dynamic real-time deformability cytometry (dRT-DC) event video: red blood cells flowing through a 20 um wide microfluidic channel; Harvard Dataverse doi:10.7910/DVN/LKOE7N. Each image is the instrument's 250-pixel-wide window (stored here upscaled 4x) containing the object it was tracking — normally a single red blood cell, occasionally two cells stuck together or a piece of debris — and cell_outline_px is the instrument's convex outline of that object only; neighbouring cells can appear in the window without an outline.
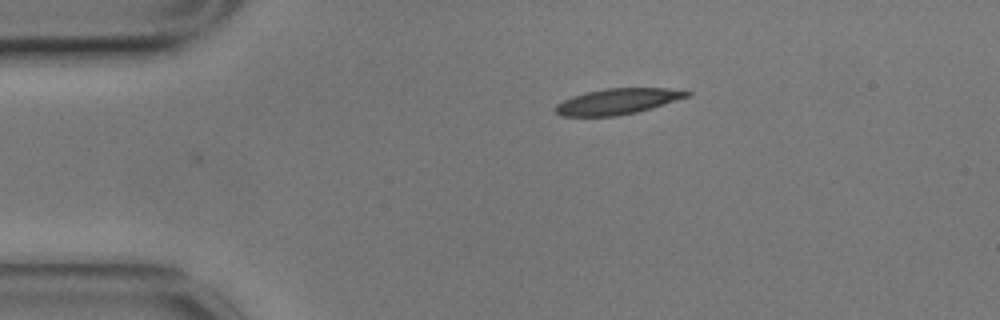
{"species": "common noctule bat (a hibernating species)", "species_latin": "Nyctalus noctula", "temperature_condition": "cold", "stored_images_in_passage": 47, "camera_frame_rate_fps": 3000, "um_per_image_px": 0.085, "animal": {"sex": "male", "body_mass_g": 17.9}, "frame": {"image": 1, "passage_image": 1, "time_ms": 0.0, "image_size_px": [1000, 320], "cell_outline_px": [[692, 96], [652, 108], [636, 112], [616, 116], [560, 116], [556, 112], [556, 104], [572, 96], [604, 88], [668, 88], [692, 92]], "centroid_in_image_um": [52.54, 8.61], "position_along_channel_um": 32.5, "area_um2": 19.77}}
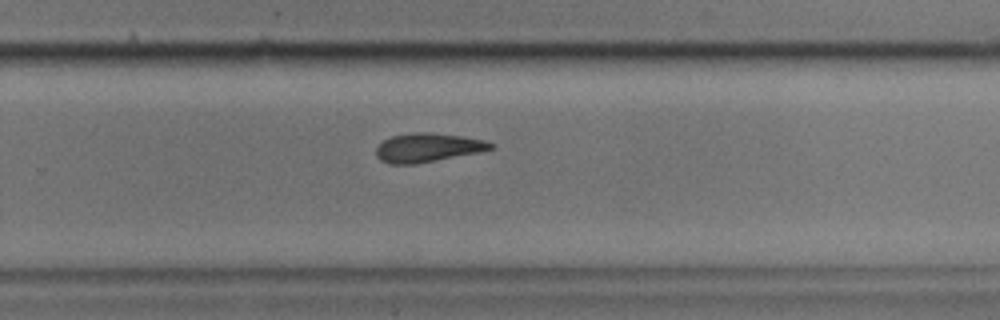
{"frame": {"image": 2, "passage_image": 27, "time_ms": 8.667, "image_size_px": [1000, 320], "cell_outline_px": [[496, 148], [480, 152], [416, 164], [388, 164], [380, 160], [376, 156], [376, 148], [384, 140], [392, 136], [412, 132], [432, 132], [460, 136], [484, 140], [496, 144]], "centroid_in_image_um": [36.37, 12.55], "position_along_channel_um": 293.4, "area_um2": 19.42}}
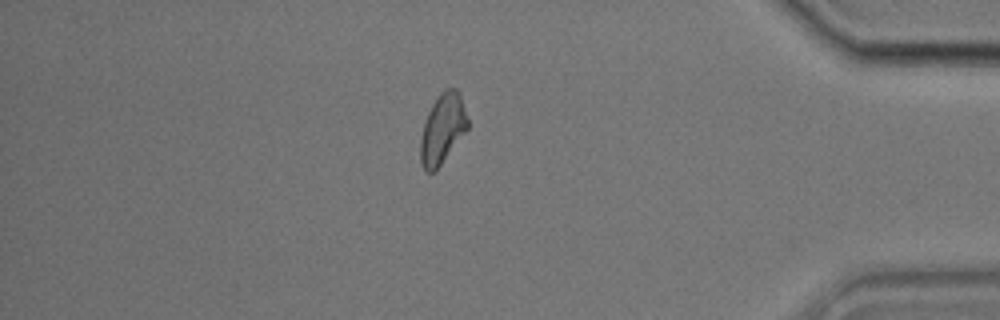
{"frame": {"image": 3, "passage_image": 39, "time_ms": 12.667, "image_size_px": [1000, 320], "cell_outline_px": [[468, 128], [436, 172], [424, 172], [420, 164], [420, 140], [424, 124], [428, 112], [432, 104], [440, 92], [444, 88], [456, 88], [460, 92], [468, 120]], "centroid_in_image_um": [37.61, 10.97], "position_along_channel_um": 397.6, "area_um2": 19.48}, "authors_computed_cell_mechanics": {"area_um2": 19.7676, "velocity_mm_per_s": 3.4815, "shape_relaxation_time_tau1_ms": 6.7663, "shape_relaxation_time_tau2_ms": null, "deformation_change_tau1": 0.1791, "deformation_change_tau2": null}}